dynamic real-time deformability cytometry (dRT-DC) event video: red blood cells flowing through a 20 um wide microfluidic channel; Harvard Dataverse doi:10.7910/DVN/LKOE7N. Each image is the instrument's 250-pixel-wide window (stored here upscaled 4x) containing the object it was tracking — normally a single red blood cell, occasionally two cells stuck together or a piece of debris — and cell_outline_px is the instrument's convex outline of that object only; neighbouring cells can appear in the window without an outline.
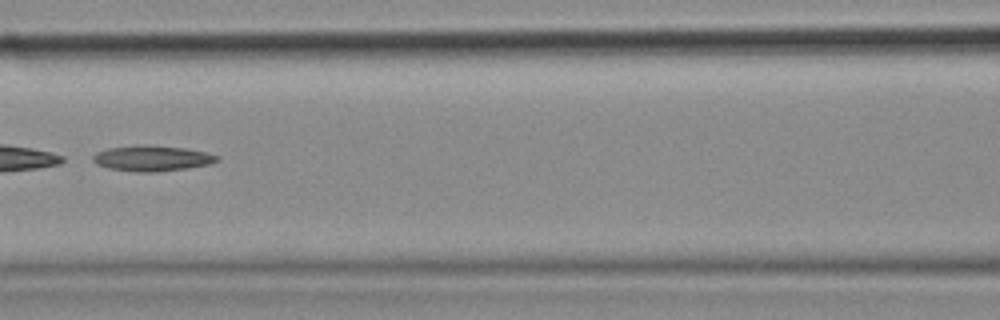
{"species": "common noctule bat (a hibernating species)", "species_latin": "Nyctalus noctula", "temperature_condition": "cold", "stored_images_in_passage": 39, "camera_frame_rate_fps": 3000, "um_per_image_px": 0.085, "animal": {"sex": "female", "body_mass_g": 18.4}, "frame": {"image": 1, "passage_image": 12, "time_ms": 3.667, "image_size_px": [1000, 320], "cell_outline_px": [[220, 156], [216, 160], [208, 164], [184, 168], [156, 172], [136, 172], [108, 168], [96, 164], [92, 160], [92, 156], [96, 152], [108, 148], [136, 144], [140, 144], [184, 148], [204, 152]], "centroid_in_image_um": [12.84, 13.45], "position_along_channel_um": 153.8, "area_um2": 18.38}}